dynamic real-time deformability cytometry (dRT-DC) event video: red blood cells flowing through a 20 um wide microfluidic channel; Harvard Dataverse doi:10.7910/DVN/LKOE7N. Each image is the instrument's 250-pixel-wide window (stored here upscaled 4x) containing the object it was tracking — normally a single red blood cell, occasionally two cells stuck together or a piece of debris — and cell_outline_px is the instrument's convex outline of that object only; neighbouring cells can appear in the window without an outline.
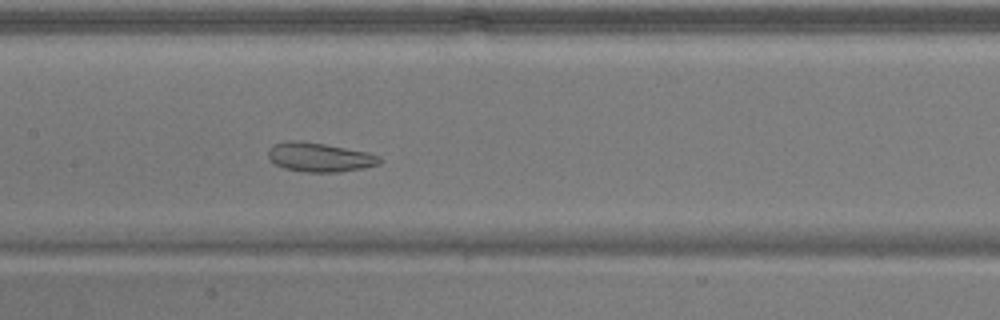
{"species": "common noctule bat (a hibernating species)", "species_latin": "Nyctalus noctula", "temperature_condition": "warm", "stored_images_in_passage": 42, "camera_frame_rate_fps": 3000, "um_per_image_px": 0.085, "animal": {"sex": "male", "body_mass_g": 17.9}, "frame": {"image": 1, "passage_image": 15, "time_ms": 4.667, "image_size_px": [1000, 320], "cell_outline_px": [[384, 160], [380, 164], [364, 168], [340, 172], [304, 172], [284, 168], [268, 160], [268, 148], [272, 144], [288, 140], [300, 140], [324, 144], [368, 152], [380, 156]], "centroid_in_image_um": [27.16, 13.36], "position_along_channel_um": 180.2, "area_um2": 19.25}}
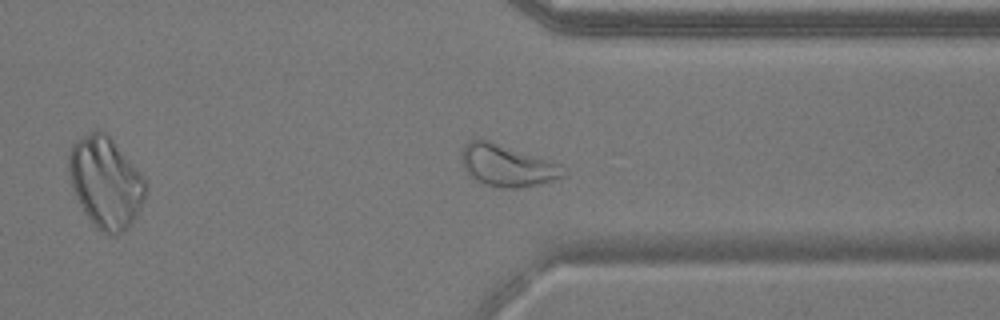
{"frame": {"image": 2, "passage_image": 30, "time_ms": 9.667, "image_size_px": [1000, 320], "cell_outline_px": [[568, 172], [564, 176], [540, 184], [516, 188], [504, 188], [484, 184], [476, 180], [464, 168], [460, 156], [464, 144], [472, 140], [488, 140], [560, 164], [568, 168]], "centroid_in_image_um": [43.13, 14.08], "position_along_channel_um": 368.3, "area_um2": 24.57}}
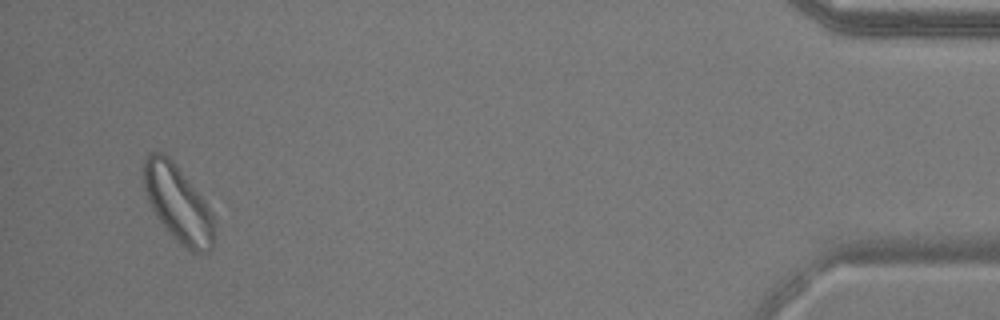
{"frame": {"image": 3, "passage_image": 40, "time_ms": 13.0, "image_size_px": [1000, 320], "cell_outline_px": [[212, 248], [208, 252], [192, 252], [180, 244], [164, 228], [156, 216], [148, 200], [144, 188], [144, 160], [148, 152], [164, 152], [172, 160], [200, 196], [212, 212]], "centroid_in_image_um": [15.08, 17.3], "position_along_channel_um": 420.1, "area_um2": 30.81}, "authors_computed_cell_mechanics": {"area_um2": 22.831, "velocity_mm_per_s": 3.7675, "shape_relaxation_time_tau1_ms": null, "shape_relaxation_time_tau2_ms": 1.5591, "deformation_change_tau1": null, "deformation_change_tau2": 0.0925}}